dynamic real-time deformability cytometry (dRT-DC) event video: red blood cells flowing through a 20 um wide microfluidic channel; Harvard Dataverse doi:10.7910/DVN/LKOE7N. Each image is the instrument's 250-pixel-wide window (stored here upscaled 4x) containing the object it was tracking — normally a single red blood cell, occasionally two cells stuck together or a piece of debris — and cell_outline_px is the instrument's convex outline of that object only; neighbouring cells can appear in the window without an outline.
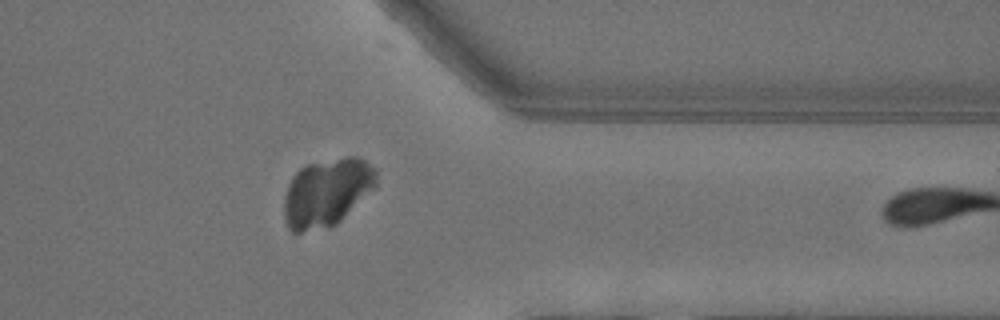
{"species": "common noctule bat (a hibernating species)", "species_latin": "Nyctalus noctula", "temperature_condition": "warm", "stored_images_in_passage": 37, "camera_frame_rate_fps": 3000, "um_per_image_px": 0.085, "animal": {"sex": "female"}, "frame": {"image": 1, "passage_image": 36, "time_ms": 11.667, "image_size_px": [1000, 320], "cell_outline_px": [[376, 184], [336, 224], [328, 228], [300, 232], [292, 232], [288, 228], [284, 216], [284, 200], [288, 184], [292, 176], [300, 168], [308, 164], [344, 156], [360, 156], [376, 168]], "centroid_in_image_um": [27.75, 16.33], "position_along_channel_um": 383.6, "area_um2": 36.36}}